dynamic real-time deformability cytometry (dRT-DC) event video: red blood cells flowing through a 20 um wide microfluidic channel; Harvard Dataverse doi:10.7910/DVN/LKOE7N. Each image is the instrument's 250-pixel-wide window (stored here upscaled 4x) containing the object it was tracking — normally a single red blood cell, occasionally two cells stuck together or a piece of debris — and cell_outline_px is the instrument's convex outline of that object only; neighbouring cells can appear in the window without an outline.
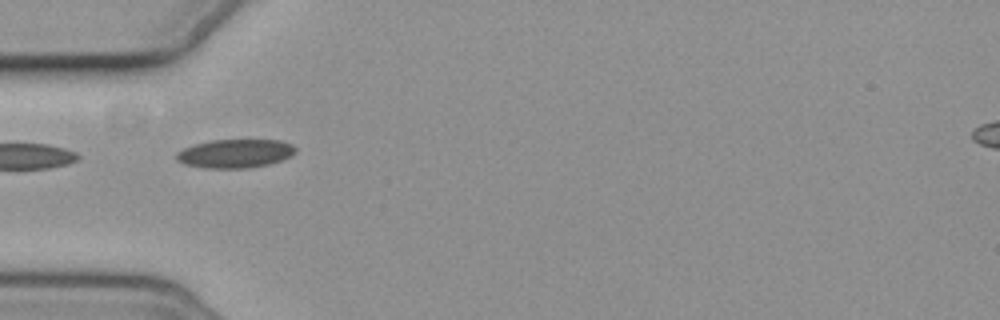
{"species": "common noctule bat (a hibernating species)", "species_latin": "Nyctalus noctula", "temperature_condition": "cold", "stored_images_in_passage": 5, "camera_frame_rate_fps": 3000, "um_per_image_px": 0.085, "animal": {"sex": "female", "body_mass_g": 19.3, "forearm_length_mm": 54.1}, "frame": {"image": 1, "passage_image": 1, "time_ms": 0.0, "image_size_px": [1000, 320], "cell_outline_px": [[296, 152], [280, 160], [268, 164], [248, 168], [204, 168], [184, 164], [176, 160], [176, 152], [184, 148], [196, 144], [212, 140], [280, 140], [292, 144], [296, 148]], "centroid_in_image_um": [19.96, 13.05], "position_along_channel_um": 65.0, "area_um2": 19.77}}
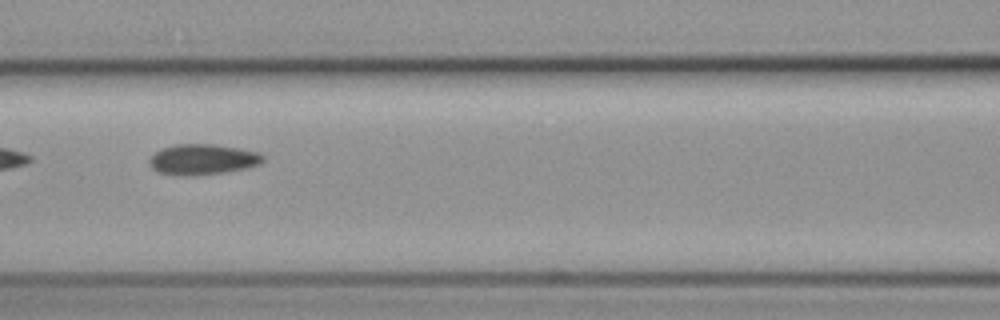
{"frame": {"image": 2, "passage_image": 3, "time_ms": 2.333, "image_size_px": [1000, 320], "cell_outline_px": [[264, 160], [260, 164], [244, 168], [220, 172], [160, 172], [152, 168], [148, 164], [148, 160], [160, 148], [176, 144], [216, 144], [240, 148], [260, 152], [264, 156]], "centroid_in_image_um": [17.28, 13.47], "position_along_channel_um": 149.3, "area_um2": 19.25}}
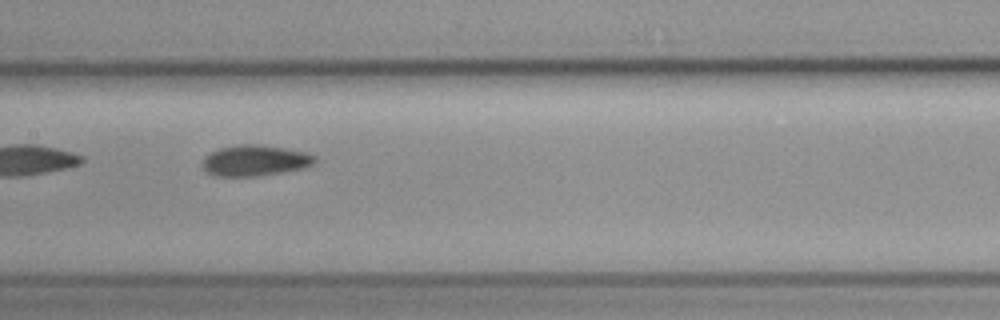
{"frame": {"image": 3, "passage_image": 4, "time_ms": 3.333, "image_size_px": [1000, 320], "cell_outline_px": [[316, 160], [312, 164], [300, 168], [280, 172], [252, 176], [212, 176], [204, 168], [204, 160], [212, 152], [220, 148], [240, 144], [260, 144], [308, 152], [316, 156]], "centroid_in_image_um": [21.7, 13.63], "position_along_channel_um": 185.7, "area_um2": 19.83}}